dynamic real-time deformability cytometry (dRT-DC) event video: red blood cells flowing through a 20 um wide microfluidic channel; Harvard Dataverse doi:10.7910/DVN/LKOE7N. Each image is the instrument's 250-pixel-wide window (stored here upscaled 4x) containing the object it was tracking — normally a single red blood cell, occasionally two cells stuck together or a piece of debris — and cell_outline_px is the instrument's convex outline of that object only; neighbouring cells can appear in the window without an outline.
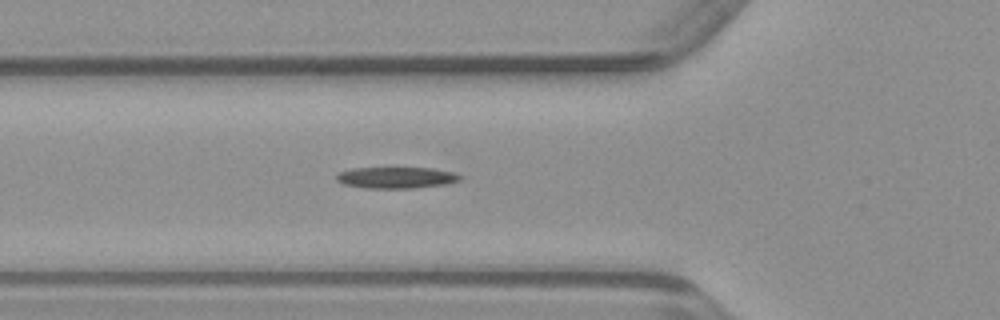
{"species": "common noctule bat (a hibernating species)", "species_latin": "Nyctalus noctula", "temperature_condition": "warm", "stored_images_in_passage": 28, "camera_frame_rate_fps": 3000, "um_per_image_px": 0.085, "animal": {"sex": "male", "body_mass_g": 23.1, "forearm_length_mm": 52.7}, "frame": {"image": 1, "passage_image": 2, "time_ms": 0.333, "image_size_px": [1000, 320], "cell_outline_px": [[464, 176], [460, 180], [444, 184], [412, 188], [364, 188], [344, 184], [336, 180], [336, 172], [352, 168], [432, 168], [452, 172]], "centroid_in_image_um": [33.64, 15.09], "position_along_channel_um": 92.2, "area_um2": 15.37}}
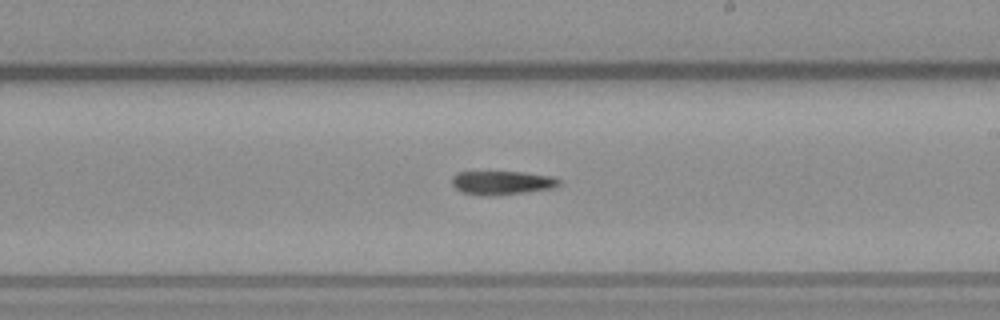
{"frame": {"image": 2, "passage_image": 13, "time_ms": 4.0, "image_size_px": [1000, 320], "cell_outline_px": [[560, 184], [552, 188], [524, 192], [492, 196], [480, 196], [460, 192], [452, 184], [452, 176], [456, 172], [524, 172], [552, 176], [560, 180]], "centroid_in_image_um": [42.62, 15.54], "position_along_channel_um": 246.4, "area_um2": 14.91}}
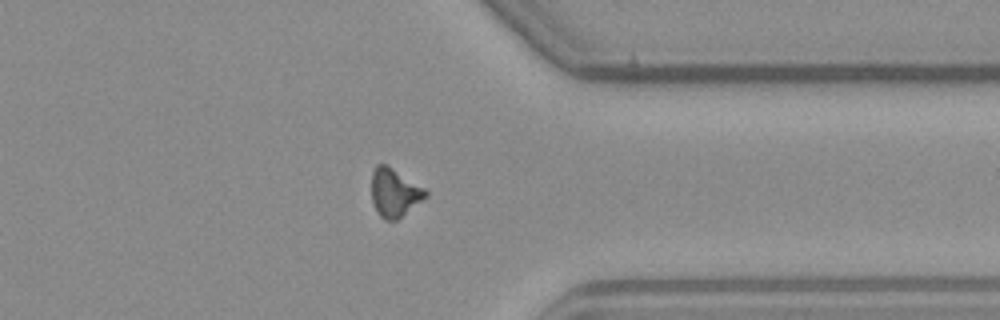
{"frame": {"image": 3, "passage_image": 23, "time_ms": 7.333, "image_size_px": [1000, 320], "cell_outline_px": [[428, 196], [396, 220], [384, 220], [380, 216], [372, 200], [372, 172], [376, 164], [384, 164], [424, 188], [428, 192]], "centroid_in_image_um": [33.52, 16.39], "position_along_channel_um": 377.9, "area_um2": 14.8}}